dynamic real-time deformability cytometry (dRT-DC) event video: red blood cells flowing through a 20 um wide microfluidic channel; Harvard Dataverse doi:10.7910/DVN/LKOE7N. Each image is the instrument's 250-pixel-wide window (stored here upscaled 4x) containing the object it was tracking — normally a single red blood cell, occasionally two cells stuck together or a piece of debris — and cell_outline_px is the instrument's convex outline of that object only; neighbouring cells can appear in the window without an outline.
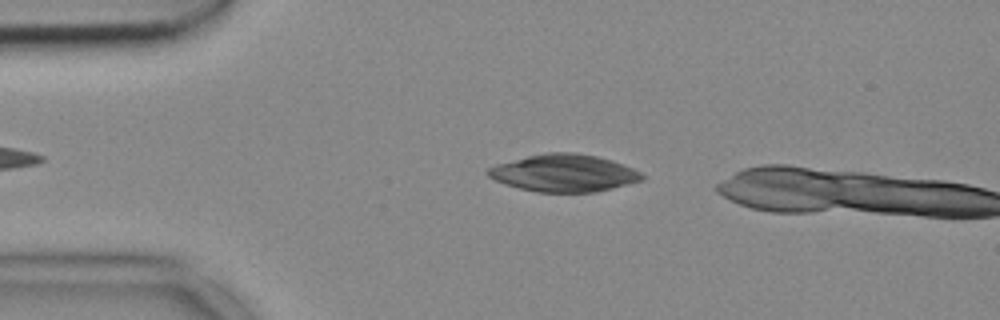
{"species": "common noctule bat (a hibernating species)", "species_latin": "Nyctalus noctula", "temperature_condition": "cold", "stored_images_in_passage": 6, "camera_frame_rate_fps": 3000, "um_per_image_px": 0.085, "animal": {"sex": "female", "body_mass_g": 18.4}, "frame": {"image": 1, "passage_image": 4, "time_ms": 1.0, "image_size_px": [1000, 320], "cell_outline_px": [[644, 180], [596, 192], [536, 192], [504, 184], [488, 176], [488, 168], [496, 164], [528, 156], [548, 152], [572, 152], [596, 156], [632, 168], [640, 172], [644, 176]], "centroid_in_image_um": [47.92, 14.72], "position_along_channel_um": 37.1, "area_um2": 33.12}}